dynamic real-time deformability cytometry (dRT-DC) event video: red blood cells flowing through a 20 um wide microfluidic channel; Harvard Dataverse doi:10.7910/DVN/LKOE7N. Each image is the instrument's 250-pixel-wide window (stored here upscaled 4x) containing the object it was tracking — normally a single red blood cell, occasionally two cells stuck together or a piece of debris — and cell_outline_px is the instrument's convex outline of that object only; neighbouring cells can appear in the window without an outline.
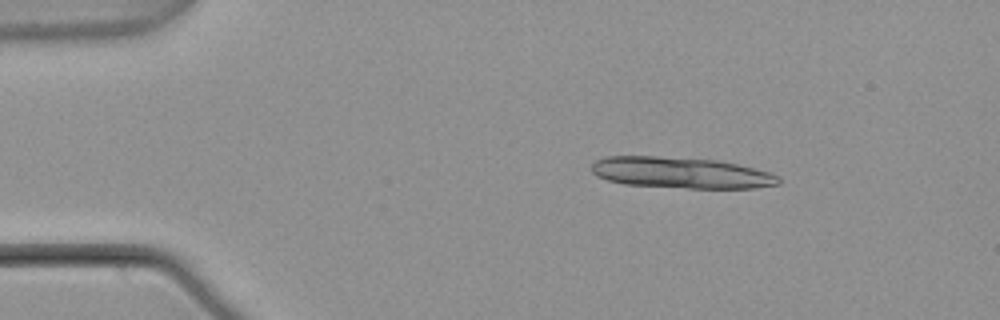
{"species": "common noctule bat (a hibernating species)", "species_latin": "Nyctalus noctula", "temperature_condition": "warm", "stored_images_in_passage": 5, "camera_frame_rate_fps": 3000, "um_per_image_px": 0.085, "animal": {"sex": "male", "body_mass_g": 21.5, "forearm_length_mm": 52.0}, "frame": {"image": 1, "passage_image": 2, "time_ms": 0.333, "image_size_px": [1000, 320], "cell_outline_px": [[780, 184], [756, 188], [688, 188], [624, 184], [608, 180], [596, 176], [592, 172], [592, 164], [596, 160], [604, 156], [656, 156], [716, 160], [736, 164], [772, 172], [780, 176]], "centroid_in_image_um": [57.9, 14.68], "position_along_channel_um": 27.1, "area_um2": 34.04}}
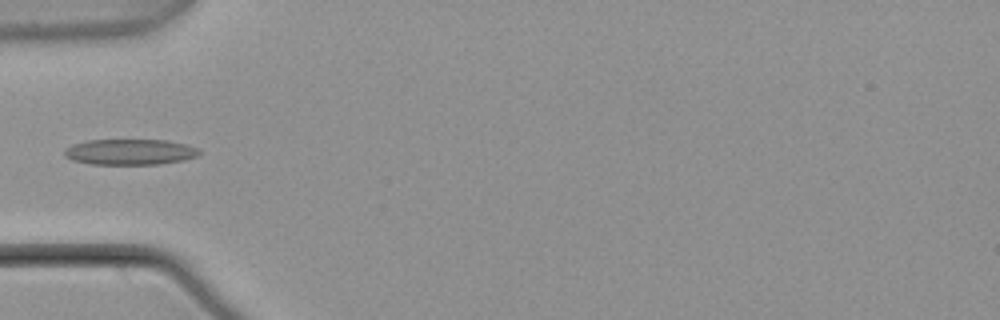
{"frame": {"image": 2, "passage_image": 5, "time_ms": 1.333, "image_size_px": [1000, 320], "cell_outline_px": [[200, 152], [196, 156], [184, 160], [160, 164], [92, 164], [72, 160], [64, 156], [64, 148], [72, 144], [84, 140], [168, 140], [188, 144], [200, 148]], "centroid_in_image_um": [11.05, 12.9], "position_along_channel_um": 74.0, "area_um2": 20.46}}